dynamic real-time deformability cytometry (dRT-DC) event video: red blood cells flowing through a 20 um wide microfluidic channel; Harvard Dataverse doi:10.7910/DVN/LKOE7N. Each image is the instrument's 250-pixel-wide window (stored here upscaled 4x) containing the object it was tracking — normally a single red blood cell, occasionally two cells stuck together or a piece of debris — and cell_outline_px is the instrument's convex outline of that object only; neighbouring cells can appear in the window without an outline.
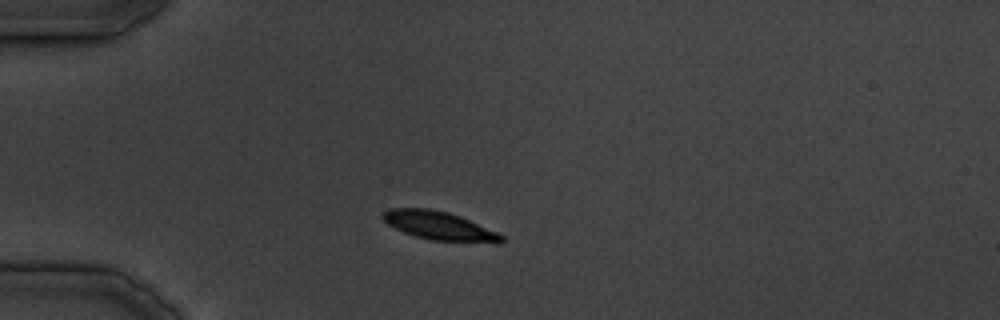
{"species": "common noctule bat (a hibernating species)", "species_latin": "Nyctalus noctula", "temperature_condition": "cold", "stored_images_in_passage": 28, "camera_frame_rate_fps": 3000, "um_per_image_px": 0.085, "animal": {"sex": "male", "body_mass_g": 19.5, "forearm_length_mm": 54.6}, "frame": {"image": 1, "passage_image": 1, "time_ms": 0.0, "image_size_px": [1000, 320], "cell_outline_px": [[504, 244], [496, 244], [432, 240], [416, 236], [404, 232], [388, 224], [380, 216], [388, 208], [428, 208], [448, 212], [460, 216], [496, 232], [504, 236]], "centroid_in_image_um": [37.38, 19.21], "position_along_channel_um": 47.6, "area_um2": 19.83}}
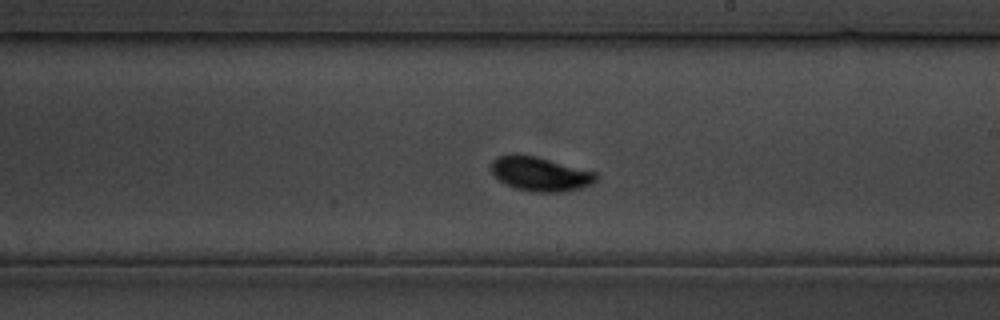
{"frame": {"image": 2, "passage_image": 13, "time_ms": 15.0, "image_size_px": [1000, 320], "cell_outline_px": [[600, 176], [592, 184], [580, 188], [560, 192], [532, 192], [516, 188], [500, 180], [492, 172], [492, 160], [496, 156], [516, 152], [536, 156], [596, 172]], "centroid_in_image_um": [45.92, 14.76], "position_along_channel_um": 243.1, "area_um2": 21.04}}
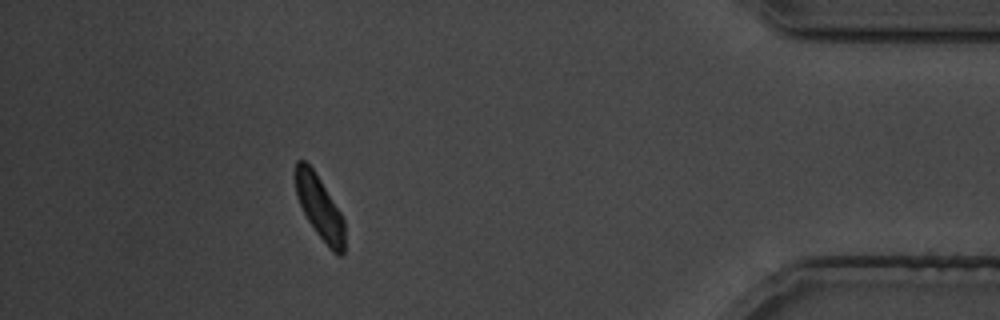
{"frame": {"image": 3, "passage_image": 24, "time_ms": 29.333, "image_size_px": [1000, 320], "cell_outline_px": [[344, 252], [340, 256], [332, 252], [316, 232], [308, 220], [296, 196], [296, 160], [304, 160], [312, 168], [320, 180], [340, 212], [344, 220]], "centroid_in_image_um": [27.17, 17.67], "position_along_channel_um": 408.0, "area_um2": 17.74}}